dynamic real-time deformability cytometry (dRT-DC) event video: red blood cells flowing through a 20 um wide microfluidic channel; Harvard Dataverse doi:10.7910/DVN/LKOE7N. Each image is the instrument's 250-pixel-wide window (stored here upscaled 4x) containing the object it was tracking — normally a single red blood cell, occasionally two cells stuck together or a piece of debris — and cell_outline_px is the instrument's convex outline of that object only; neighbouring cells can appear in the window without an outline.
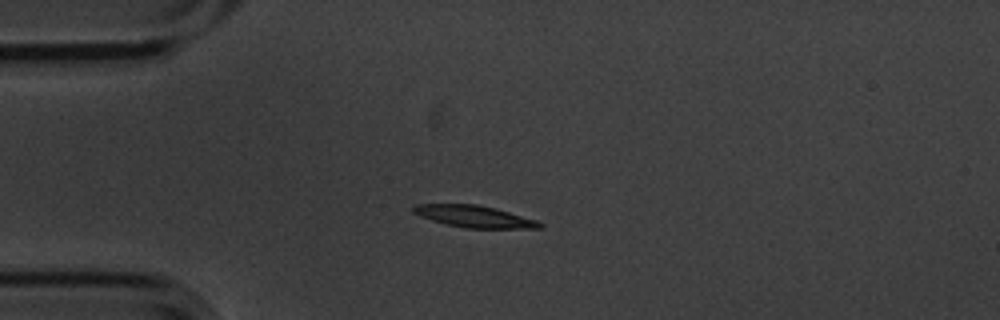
{"species": "common noctule bat (a hibernating species)", "species_latin": "Nyctalus noctula", "temperature_condition": "cold", "stored_images_in_passage": 2, "camera_frame_rate_fps": 3000, "um_per_image_px": 0.085, "animal": {"sex": "male", "body_mass_g": 20.1, "forearm_length_mm": 53.5}, "frame": {"image": 1, "passage_image": 2, "time_ms": 0.333, "image_size_px": [1000, 320], "cell_outline_px": [[544, 224], [540, 228], [464, 228], [432, 220], [420, 216], [412, 212], [412, 204], [476, 204], [496, 208], [536, 220]], "centroid_in_image_um": [40.29, 18.39], "position_along_channel_um": 44.7, "area_um2": 16.01}}